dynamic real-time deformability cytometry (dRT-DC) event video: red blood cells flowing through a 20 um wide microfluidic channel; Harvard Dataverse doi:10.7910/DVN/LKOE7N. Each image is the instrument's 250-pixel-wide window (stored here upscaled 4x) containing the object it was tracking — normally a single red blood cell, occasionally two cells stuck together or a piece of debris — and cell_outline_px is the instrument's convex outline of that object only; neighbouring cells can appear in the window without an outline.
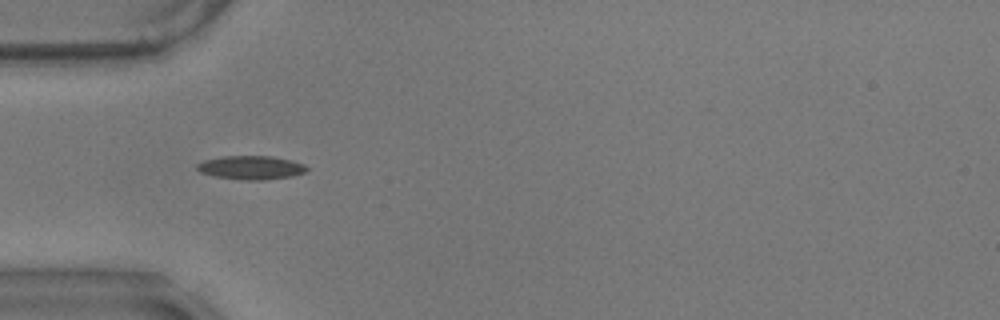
{"species": "common noctule bat (a hibernating species)", "species_latin": "Nyctalus noctula", "temperature_condition": "warm", "stored_images_in_passage": 41, "camera_frame_rate_fps": 3000, "um_per_image_px": 0.085, "animal": {"sex": "male", "body_mass_g": 17.9}, "frame": {"image": 1, "passage_image": 1, "time_ms": 0.0, "image_size_px": [1000, 320], "cell_outline_px": [[308, 172], [292, 176], [264, 180], [240, 180], [216, 176], [200, 172], [196, 168], [196, 164], [204, 160], [224, 156], [272, 156], [292, 160], [304, 164], [308, 168]], "centroid_in_image_um": [21.37, 14.24], "position_along_channel_um": 63.6, "area_um2": 15.26}}
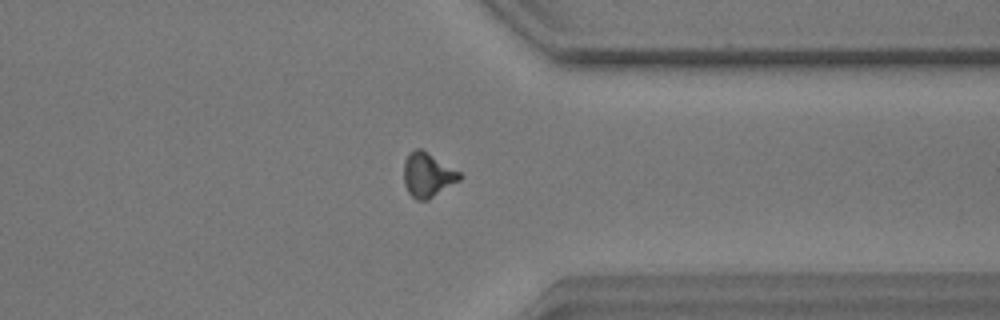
{"frame": {"image": 2, "passage_image": 28, "time_ms": 9.0, "image_size_px": [1000, 320], "cell_outline_px": [[464, 176], [460, 180], [428, 200], [416, 200], [408, 192], [404, 184], [404, 160], [408, 152], [416, 148], [420, 148], [428, 152], [460, 172]], "centroid_in_image_um": [36.34, 14.86], "position_along_channel_um": 375.1, "area_um2": 14.57}}
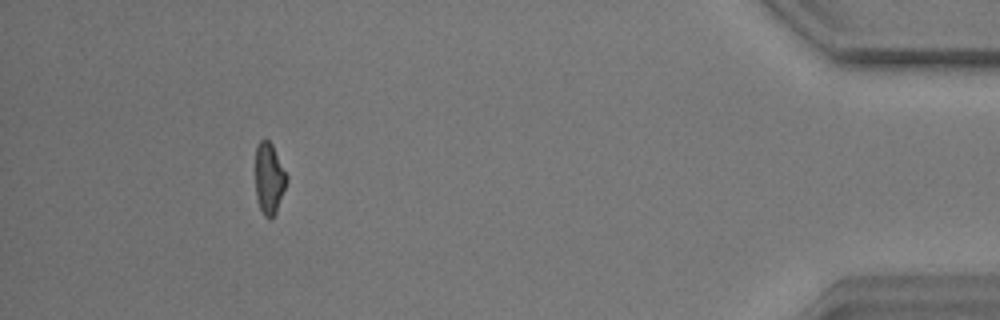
{"frame": {"image": 3, "passage_image": 36, "time_ms": 11.667, "image_size_px": [1000, 320], "cell_outline_px": [[288, 180], [276, 212], [272, 220], [268, 220], [264, 216], [260, 208], [256, 196], [256, 144], [264, 136], [272, 144], [288, 176]], "centroid_in_image_um": [22.88, 15.16], "position_along_channel_um": 412.3, "area_um2": 13.18}, "authors_computed_cell_mechanics": {"area_um2": 13.8142, "velocity_mm_per_s": 3.5081, "shape_relaxation_time_tau1_ms": 7.558, "shape_relaxation_time_tau2_ms": 3.8201, "deformation_change_tau1": 0.214, "deformation_change_tau2": 0.1024}}